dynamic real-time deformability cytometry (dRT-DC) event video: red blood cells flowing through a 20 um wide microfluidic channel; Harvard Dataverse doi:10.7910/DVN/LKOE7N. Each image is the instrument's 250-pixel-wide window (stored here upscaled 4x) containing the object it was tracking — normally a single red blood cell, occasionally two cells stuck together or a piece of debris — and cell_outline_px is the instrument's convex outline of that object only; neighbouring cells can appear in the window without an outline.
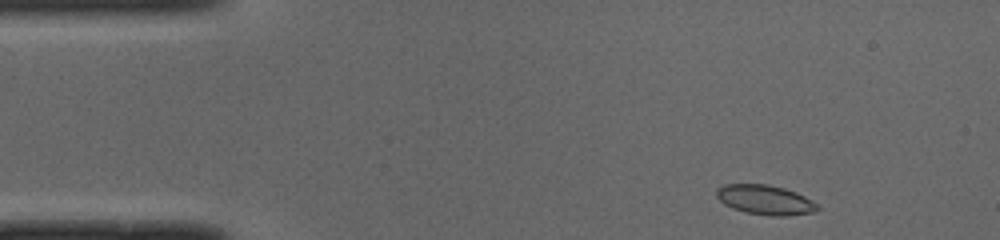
{"species": "common noctule bat (a hibernating species)", "species_latin": "Nyctalus noctula", "temperature_condition": "cold", "stored_images_in_passage": 46, "camera_frame_rate_fps": 3000, "um_per_image_px": 0.085, "animal": {"sex": "male", "body_mass_g": 19.0, "forearm_length_mm": 50.8}, "frame": {"image": 1, "passage_image": 1, "time_ms": 0.0, "image_size_px": [1000, 240], "cell_outline_px": [[820, 208], [812, 212], [788, 216], [772, 216], [744, 212], [732, 208], [724, 204], [716, 196], [716, 188], [724, 184], [768, 184], [784, 188], [796, 192], [812, 200]], "centroid_in_image_um": [65.01, 16.98], "position_along_channel_um": 20.0, "area_um2": 17.51}}
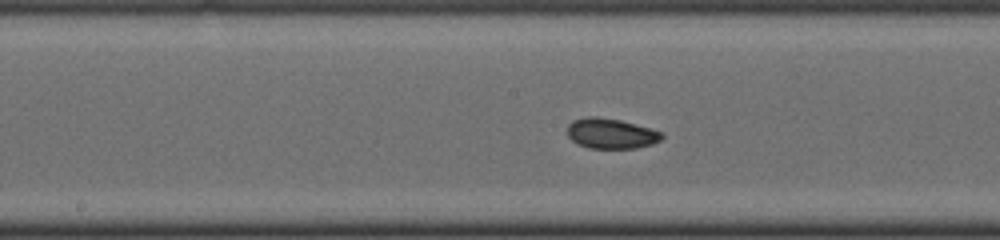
{"frame": {"image": 2, "passage_image": 20, "time_ms": 6.333, "image_size_px": [1000, 240], "cell_outline_px": [[664, 136], [660, 140], [652, 144], [636, 148], [588, 148], [576, 144], [568, 136], [568, 124], [572, 120], [588, 116], [596, 116], [620, 120], [664, 132]], "centroid_in_image_um": [51.92, 11.35], "position_along_channel_um": 196.3, "area_um2": 16.76}}
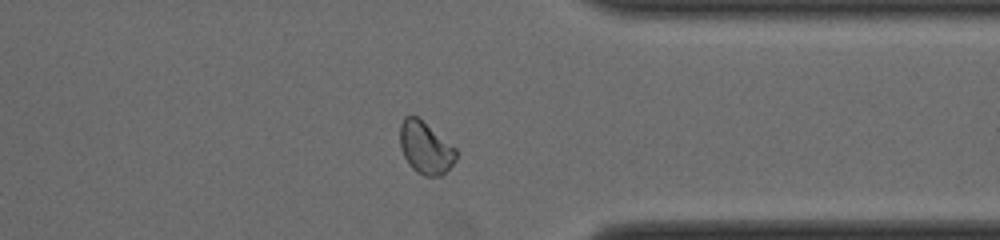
{"frame": {"image": 3, "passage_image": 34, "time_ms": 11.0, "image_size_px": [1000, 240], "cell_outline_px": [[456, 160], [440, 176], [424, 176], [416, 172], [408, 164], [400, 148], [400, 124], [404, 116], [416, 116], [456, 148]], "centroid_in_image_um": [36.14, 12.57], "position_along_channel_um": 375.3, "area_um2": 16.88}, "authors_computed_cell_mechanics": {"area_um2": 16.9065, "velocity_mm_per_s": 3.9634, "shape_relaxation_time_tau1_ms": null, "shape_relaxation_time_tau2_ms": 4.0106, "deformation_change_tau1": null, "deformation_change_tau2": 0.0547}}